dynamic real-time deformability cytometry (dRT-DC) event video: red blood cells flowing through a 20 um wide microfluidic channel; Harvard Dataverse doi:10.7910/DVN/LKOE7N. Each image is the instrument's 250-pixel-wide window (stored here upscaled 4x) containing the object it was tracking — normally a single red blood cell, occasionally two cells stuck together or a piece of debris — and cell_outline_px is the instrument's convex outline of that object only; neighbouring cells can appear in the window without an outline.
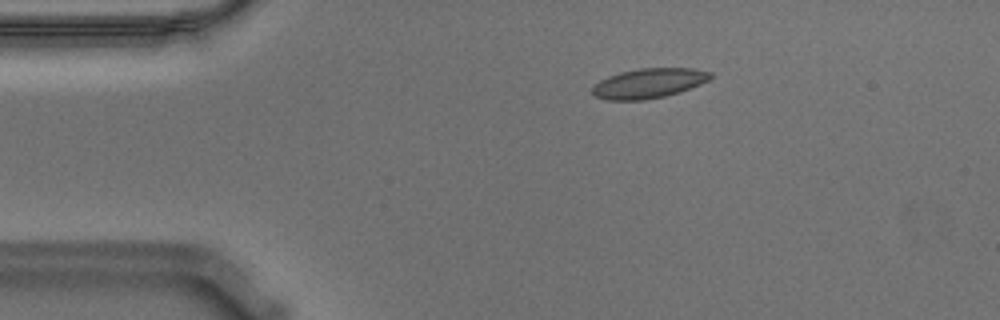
{"species": "Egyptian fruit bat (a non-hibernating species)", "species_latin": "Rousettus aegyptiacus", "temperature_condition": "warm", "stored_images_in_passage": 47, "camera_frame_rate_fps": 3000, "um_per_image_px": 0.085, "animal": {"sex": "male"}, "frame": {"image": 1, "passage_image": 1, "time_ms": 0.0, "image_size_px": [1000, 320], "cell_outline_px": [[712, 76], [708, 80], [700, 84], [680, 92], [664, 96], [644, 100], [608, 100], [596, 96], [592, 92], [592, 88], [600, 80], [608, 76], [620, 72], [640, 68], [692, 68], [712, 72]], "centroid_in_image_um": [55.15, 7.07], "position_along_channel_um": 29.8, "area_um2": 20.4}}
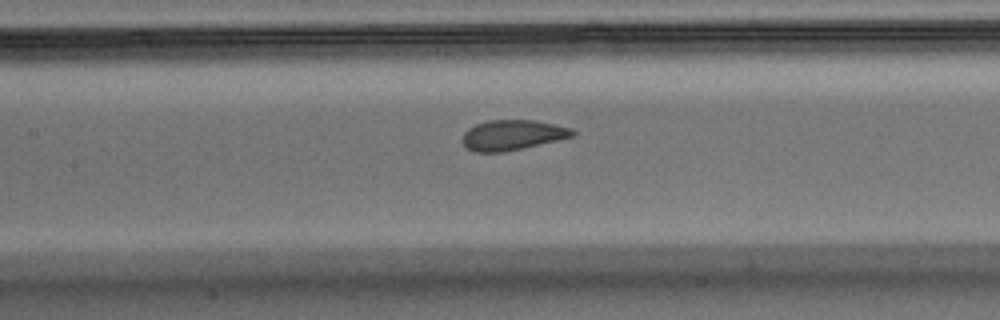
{"frame": {"image": 2, "passage_image": 16, "time_ms": 5.0, "image_size_px": [1000, 320], "cell_outline_px": [[576, 132], [572, 136], [524, 148], [504, 152], [472, 152], [464, 148], [460, 140], [464, 132], [468, 128], [476, 124], [488, 120], [536, 120], [572, 128]], "centroid_in_image_um": [43.48, 11.48], "position_along_channel_um": 163.9, "area_um2": 19.59}}
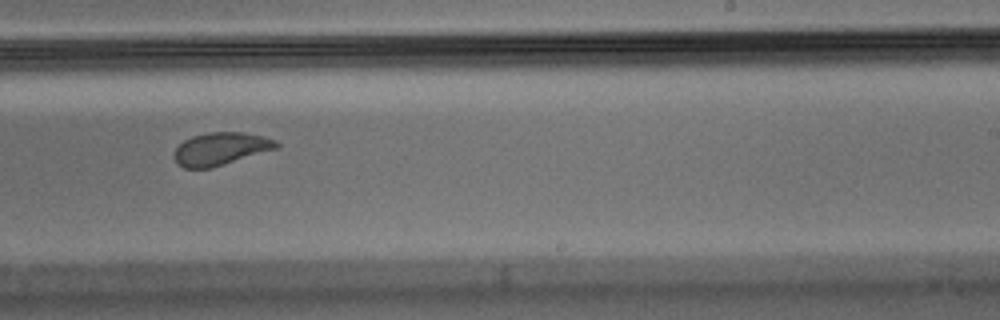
{"frame": {"image": 3, "passage_image": 25, "time_ms": 8.0, "image_size_px": [1000, 320], "cell_outline_px": [[280, 144], [276, 148], [212, 168], [184, 168], [176, 164], [172, 156], [176, 148], [184, 140], [192, 136], [208, 132], [244, 132], [276, 140]], "centroid_in_image_um": [18.7, 12.65], "position_along_channel_um": 270.3, "area_um2": 19.42}, "authors_computed_cell_mechanics": {"area_um2": 20.4034, "velocity_mm_per_s": 3.5582, "shape_relaxation_time_tau1_ms": 7.7484, "shape_relaxation_time_tau2_ms": 0.8999, "deformation_change_tau1": 0.1589, "deformation_change_tau2": 0.0525}}